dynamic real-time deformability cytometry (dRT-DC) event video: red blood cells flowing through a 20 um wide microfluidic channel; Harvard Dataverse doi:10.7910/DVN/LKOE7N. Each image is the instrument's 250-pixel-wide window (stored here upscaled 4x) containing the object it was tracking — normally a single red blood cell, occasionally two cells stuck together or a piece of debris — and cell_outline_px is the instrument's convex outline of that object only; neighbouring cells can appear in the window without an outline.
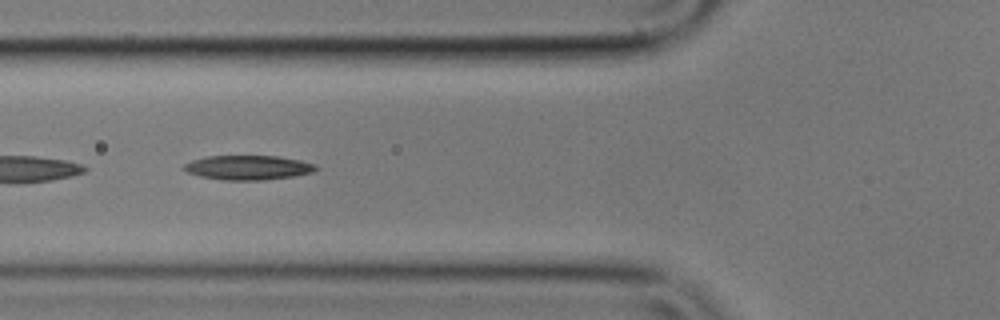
{"species": "common noctule bat (a hibernating species)", "species_latin": "Nyctalus noctula", "temperature_condition": "cold", "stored_images_in_passage": 22, "camera_frame_rate_fps": 3000, "um_per_image_px": 0.085, "animal": {"sex": "male", "body_mass_g": 17.9}, "frame": {"image": 1, "passage_image": 20, "time_ms": 6.333, "image_size_px": [1000, 320], "cell_outline_px": [[320, 168], [312, 172], [292, 176], [264, 180], [224, 180], [200, 176], [188, 172], [180, 168], [184, 164], [192, 160], [204, 156], [280, 156], [300, 160], [316, 164]], "centroid_in_image_um": [21.08, 14.23], "position_along_channel_um": 104.7, "area_um2": 18.9}}